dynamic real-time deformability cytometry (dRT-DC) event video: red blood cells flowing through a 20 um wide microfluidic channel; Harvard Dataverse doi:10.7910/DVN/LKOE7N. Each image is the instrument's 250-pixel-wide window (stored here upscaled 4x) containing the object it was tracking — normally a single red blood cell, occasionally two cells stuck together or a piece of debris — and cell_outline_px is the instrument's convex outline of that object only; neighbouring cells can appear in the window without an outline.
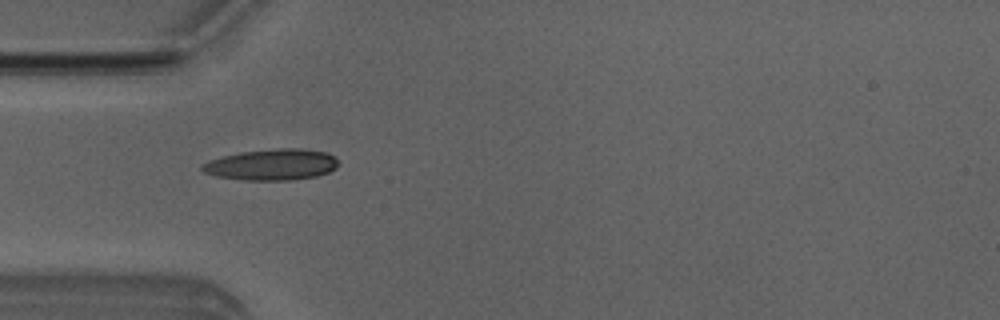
{"species": "Egyptian fruit bat (a non-hibernating species)", "species_latin": "Rousettus aegyptiacus", "temperature_condition": "room temperature", "stored_images_in_passage": 6, "camera_frame_rate_fps": 3000, "um_per_image_px": 0.085, "animal": {"sex": "male"}, "frame": {"image": 1, "passage_image": 5, "time_ms": 4.333, "image_size_px": [1000, 320], "cell_outline_px": [[336, 168], [328, 172], [316, 176], [292, 180], [244, 180], [216, 176], [204, 172], [200, 168], [200, 164], [208, 160], [240, 152], [276, 148], [300, 148], [324, 152], [332, 156], [336, 160]], "centroid_in_image_um": [23.05, 13.99], "position_along_channel_um": 62.0, "area_um2": 24.62}}